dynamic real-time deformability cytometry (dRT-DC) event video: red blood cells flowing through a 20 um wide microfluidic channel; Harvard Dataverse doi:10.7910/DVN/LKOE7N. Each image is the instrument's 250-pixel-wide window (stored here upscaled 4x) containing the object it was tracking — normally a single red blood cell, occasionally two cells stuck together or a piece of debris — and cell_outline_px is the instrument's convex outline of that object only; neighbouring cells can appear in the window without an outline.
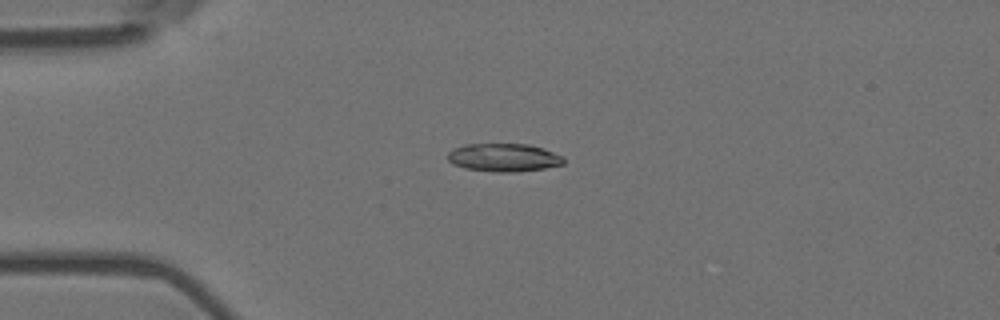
{"species": "Egyptian fruit bat (a non-hibernating species)", "species_latin": "Rousettus aegyptiacus", "temperature_condition": "room temperature", "stored_images_in_passage": 2, "camera_frame_rate_fps": 3000, "um_per_image_px": 0.085, "animal": {"sex": "female"}, "frame": {"image": 1, "passage_image": 1, "time_ms": 0.0, "image_size_px": [1000, 320], "cell_outline_px": [[564, 164], [544, 168], [516, 172], [496, 172], [464, 168], [452, 164], [448, 160], [448, 152], [452, 148], [464, 144], [528, 144], [544, 148], [564, 156]], "centroid_in_image_um": [42.81, 13.38], "position_along_channel_um": 42.2, "area_um2": 19.19}}